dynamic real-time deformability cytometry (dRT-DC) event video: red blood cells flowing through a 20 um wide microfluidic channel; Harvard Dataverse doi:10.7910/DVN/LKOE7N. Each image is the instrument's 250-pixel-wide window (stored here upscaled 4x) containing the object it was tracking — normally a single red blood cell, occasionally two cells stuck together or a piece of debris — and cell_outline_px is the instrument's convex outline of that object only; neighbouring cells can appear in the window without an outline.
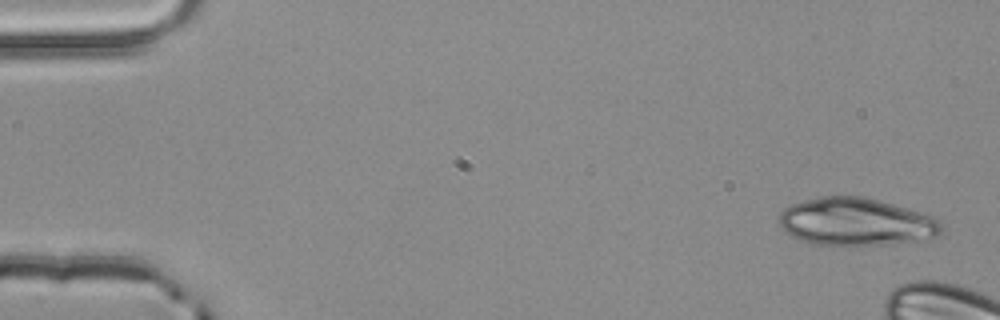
{"species": "common noctule bat (a hibernating species)", "species_latin": "Nyctalus noctula", "temperature_condition": "room temperature", "stored_images_in_passage": 4, "camera_frame_rate_fps": 3000, "um_per_image_px": 0.085, "animal": {"sex": "male", "body_mass_g": 20.4}, "frame": {"image": 1, "passage_image": 1, "time_ms": 0.0, "image_size_px": [1000, 320], "cell_outline_px": [[940, 236], [920, 240], [880, 244], [816, 244], [800, 240], [792, 236], [780, 224], [780, 212], [784, 208], [792, 204], [804, 200], [820, 196], [864, 196], [880, 200], [932, 216], [940, 220]], "centroid_in_image_um": [72.76, 18.83], "position_along_channel_um": 12.2, "area_um2": 44.51}}